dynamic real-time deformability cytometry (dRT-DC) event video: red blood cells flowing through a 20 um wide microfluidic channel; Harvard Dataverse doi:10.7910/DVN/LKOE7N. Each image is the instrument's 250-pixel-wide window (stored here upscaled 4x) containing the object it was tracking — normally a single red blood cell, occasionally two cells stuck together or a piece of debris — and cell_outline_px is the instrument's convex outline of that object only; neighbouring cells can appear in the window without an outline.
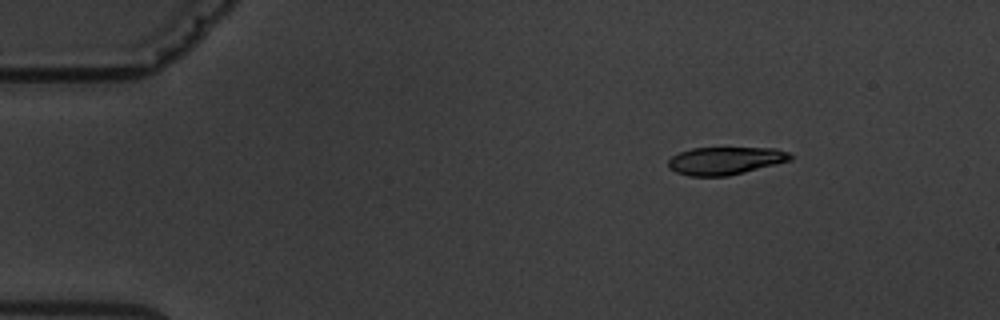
{"species": "common noctule bat (a hibernating species)", "species_latin": "Nyctalus noctula", "temperature_condition": "warm", "stored_images_in_passage": 9, "camera_frame_rate_fps": 3000, "um_per_image_px": 0.085, "animal": {"sex": "male", "body_mass_g": 19.5, "forearm_length_mm": 54.6}, "frame": {"image": 1, "passage_image": 1, "time_ms": 0.0, "image_size_px": [1000, 320], "cell_outline_px": [[792, 160], [728, 176], [688, 176], [676, 172], [668, 168], [668, 160], [672, 156], [680, 152], [692, 148], [776, 148], [788, 152], [792, 156]], "centroid_in_image_um": [61.63, 13.66], "position_along_channel_um": 23.4, "area_um2": 19.71}}
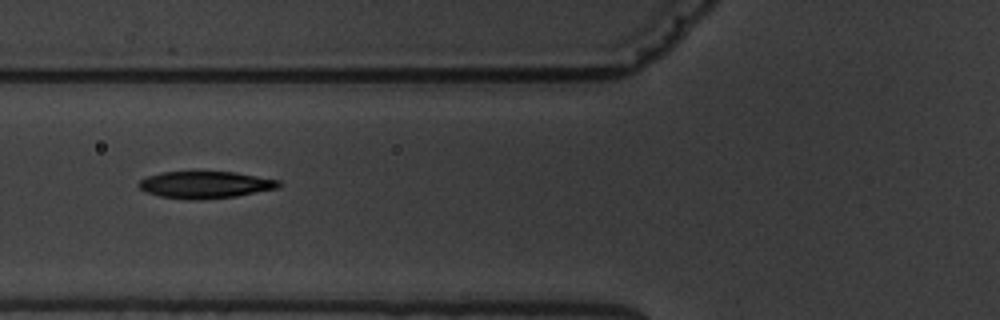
{"frame": {"image": 2, "passage_image": 5, "time_ms": 4.667, "image_size_px": [1000, 320], "cell_outline_px": [[284, 184], [280, 188], [236, 196], [196, 200], [188, 200], [160, 196], [148, 192], [140, 188], [136, 184], [140, 180], [148, 176], [160, 172], [196, 168], [236, 172], [280, 180]], "centroid_in_image_um": [17.46, 15.65], "position_along_channel_um": 108.3, "area_um2": 23.24}}
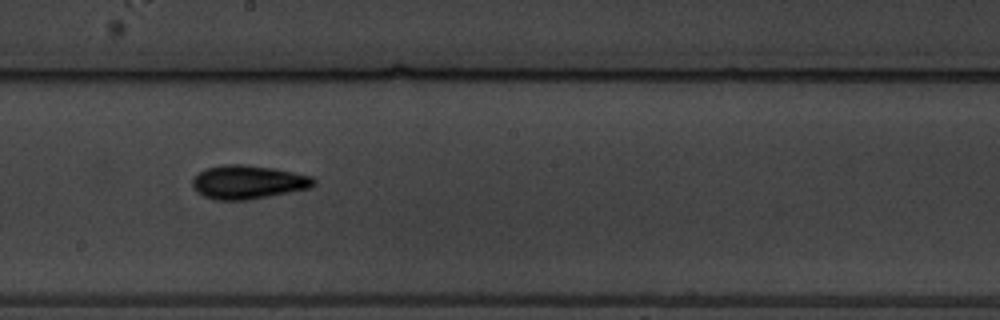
{"frame": {"image": 3, "passage_image": 8, "time_ms": 8.0, "image_size_px": [1000, 320], "cell_outline_px": [[316, 184], [312, 188], [248, 200], [216, 200], [204, 196], [196, 192], [192, 184], [192, 180], [204, 168], [220, 164], [244, 164], [272, 168], [312, 176], [316, 180]], "centroid_in_image_um": [21.09, 15.48], "position_along_channel_um": 227.1, "area_um2": 23.99}}